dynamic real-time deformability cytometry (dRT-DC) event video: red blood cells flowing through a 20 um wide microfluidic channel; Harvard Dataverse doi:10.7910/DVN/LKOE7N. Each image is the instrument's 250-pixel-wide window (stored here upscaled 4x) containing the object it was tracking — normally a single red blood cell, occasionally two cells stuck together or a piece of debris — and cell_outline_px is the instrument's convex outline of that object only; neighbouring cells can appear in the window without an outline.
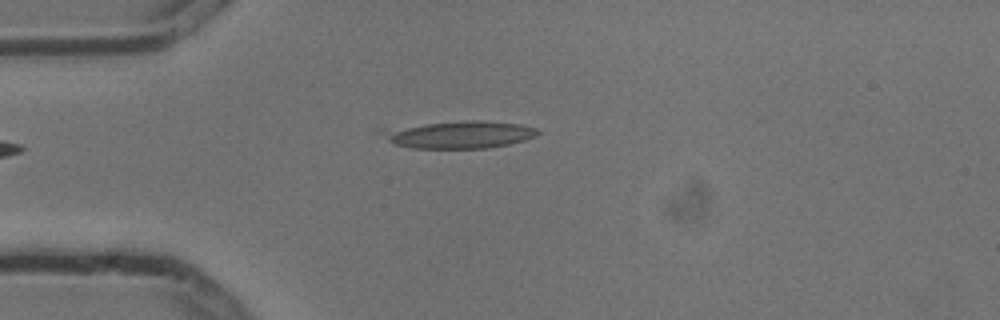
{"species": "common noctule bat (a hibernating species)", "species_latin": "Nyctalus noctula", "temperature_condition": "cold", "stored_images_in_passage": 1, "camera_frame_rate_fps": 3000, "um_per_image_px": 0.085, "animal": {"sex": "male", "body_mass_g": 13.3}, "frame": {"image": 1, "passage_image": 1, "time_ms": 0.0, "image_size_px": [1000, 320], "cell_outline_px": [[540, 132], [536, 136], [524, 140], [508, 144], [488, 148], [412, 148], [392, 144], [376, 132], [376, 128], [472, 120], [480, 120], [520, 124], [536, 128]], "centroid_in_image_um": [38.91, 11.44], "position_along_channel_um": 46.1, "area_um2": 25.14}}